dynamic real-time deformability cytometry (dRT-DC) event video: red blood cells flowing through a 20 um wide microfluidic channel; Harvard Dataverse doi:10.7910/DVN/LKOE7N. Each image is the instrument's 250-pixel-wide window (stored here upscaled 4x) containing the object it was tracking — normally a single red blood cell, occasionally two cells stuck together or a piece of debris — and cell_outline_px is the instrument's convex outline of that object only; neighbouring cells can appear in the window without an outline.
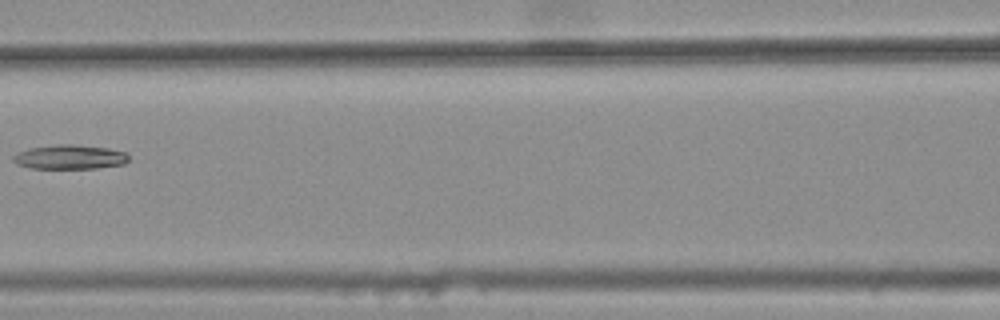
{"species": "common noctule bat (a hibernating species)", "species_latin": "Nyctalus noctula", "temperature_condition": "warm", "stored_images_in_passage": 7, "camera_frame_rate_fps": 3000, "um_per_image_px": 0.085, "animal": {"sex": "female", "body_mass_g": 25.1}, "frame": {"image": 1, "passage_image": 6, "time_ms": 1.667, "image_size_px": [1000, 320], "cell_outline_px": [[128, 160], [124, 164], [96, 168], [28, 168], [16, 164], [12, 160], [12, 156], [16, 152], [28, 148], [60, 144], [72, 144], [108, 148], [124, 152], [128, 156]], "centroid_in_image_um": [5.87, 13.34], "position_along_channel_um": 160.7, "area_um2": 16.42}}
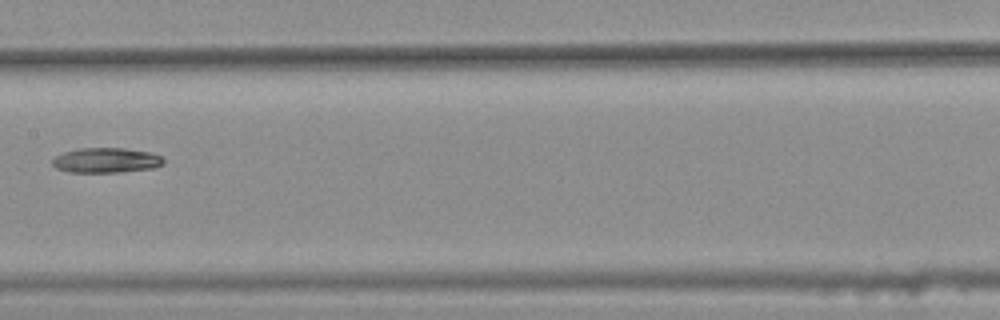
{"frame": {"image": 2, "passage_image": 7, "time_ms": 2.0, "image_size_px": [1000, 320], "cell_outline_px": [[164, 164], [152, 168], [120, 172], [68, 172], [56, 168], [52, 164], [52, 160], [56, 156], [64, 152], [76, 148], [124, 148], [148, 152], [160, 156], [164, 160]], "centroid_in_image_um": [8.99, 13.62], "position_along_channel_um": 198.4, "area_um2": 16.13}}